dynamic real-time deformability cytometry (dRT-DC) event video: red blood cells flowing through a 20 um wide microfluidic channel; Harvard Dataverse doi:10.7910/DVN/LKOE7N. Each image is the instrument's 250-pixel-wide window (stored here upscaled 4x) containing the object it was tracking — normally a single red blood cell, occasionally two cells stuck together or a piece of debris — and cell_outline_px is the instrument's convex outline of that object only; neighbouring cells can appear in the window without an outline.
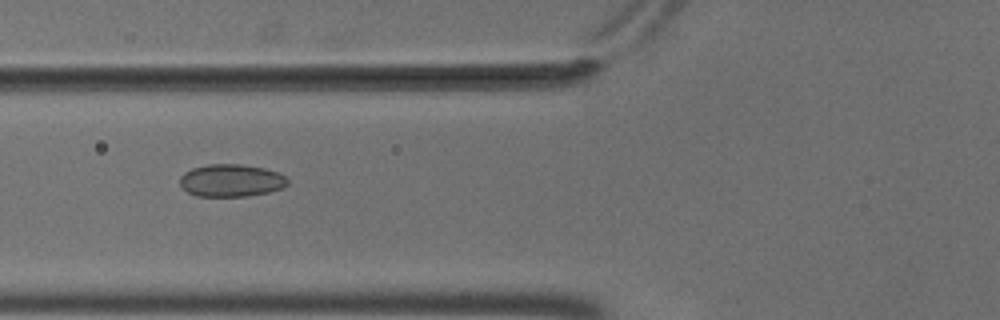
{"species": "common noctule bat (a hibernating species)", "species_latin": "Nyctalus noctula", "temperature_condition": "cold", "stored_images_in_passage": 6, "camera_frame_rate_fps": 3000, "um_per_image_px": 0.085, "animal": {"sex": "male", "body_mass_g": 18.8}, "frame": {"image": 1, "passage_image": 2, "time_ms": 0.333, "image_size_px": [1000, 320], "cell_outline_px": [[288, 184], [280, 188], [268, 192], [248, 196], [196, 196], [188, 192], [180, 184], [180, 176], [184, 172], [192, 168], [208, 164], [240, 164], [264, 168], [276, 172], [284, 176], [288, 180]], "centroid_in_image_um": [19.62, 15.34], "position_along_channel_um": 106.2, "area_um2": 20.29}}
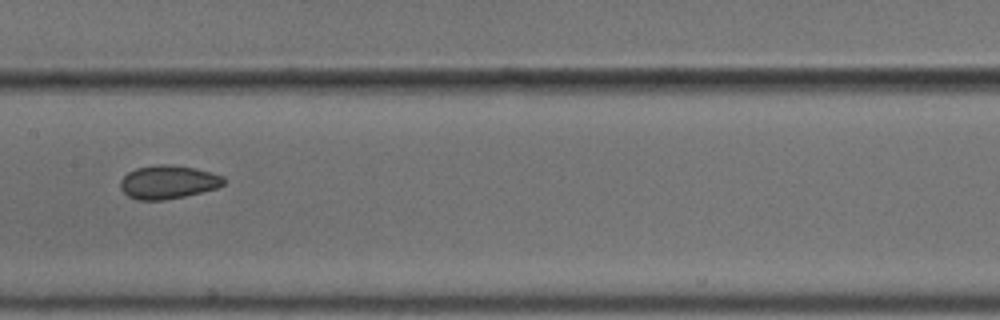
{"frame": {"image": 2, "passage_image": 4, "time_ms": 1.0, "image_size_px": [1000, 320], "cell_outline_px": [[224, 184], [216, 188], [184, 196], [164, 200], [136, 200], [128, 196], [120, 188], [120, 180], [128, 172], [136, 168], [156, 164], [172, 164], [196, 168], [212, 172], [224, 176]], "centroid_in_image_um": [14.27, 15.46], "position_along_channel_um": 193.1, "area_um2": 20.29}}
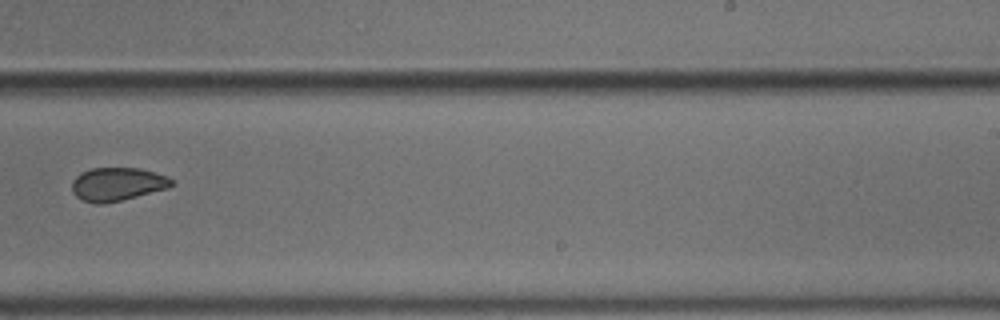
{"frame": {"image": 3, "passage_image": 6, "time_ms": 1.667, "image_size_px": [1000, 320], "cell_outline_px": [[176, 184], [168, 188], [104, 204], [96, 204], [80, 200], [72, 192], [72, 180], [80, 172], [92, 168], [140, 168], [168, 176]], "centroid_in_image_um": [9.95, 15.65], "position_along_channel_um": 279.0, "area_um2": 19.48}}